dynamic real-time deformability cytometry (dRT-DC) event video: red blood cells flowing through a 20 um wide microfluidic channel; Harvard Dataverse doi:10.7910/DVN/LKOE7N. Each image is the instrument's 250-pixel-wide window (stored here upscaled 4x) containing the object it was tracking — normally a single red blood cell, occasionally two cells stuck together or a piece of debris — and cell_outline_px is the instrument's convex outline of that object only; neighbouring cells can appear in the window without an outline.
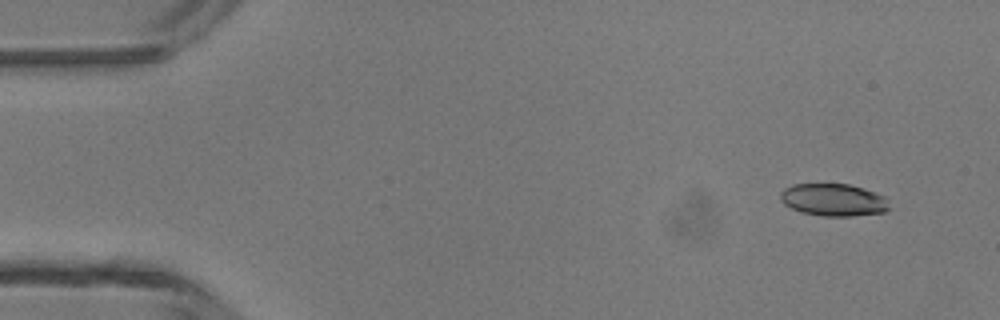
{"species": "common noctule bat (a hibernating species)", "species_latin": "Nyctalus noctula", "temperature_condition": "room temperature", "stored_images_in_passage": 4, "camera_frame_rate_fps": 3000, "um_per_image_px": 0.085, "animal": {"sex": "male", "body_mass_g": 13.3}, "frame": {"image": 1, "passage_image": 1, "time_ms": 0.0, "image_size_px": [1000, 320], "cell_outline_px": [[892, 208], [884, 212], [852, 216], [824, 216], [800, 212], [784, 204], [780, 200], [780, 192], [784, 188], [792, 184], [848, 184], [864, 188], [884, 196]], "centroid_in_image_um": [70.84, 16.99], "position_along_channel_um": 14.2, "area_um2": 20.69}}
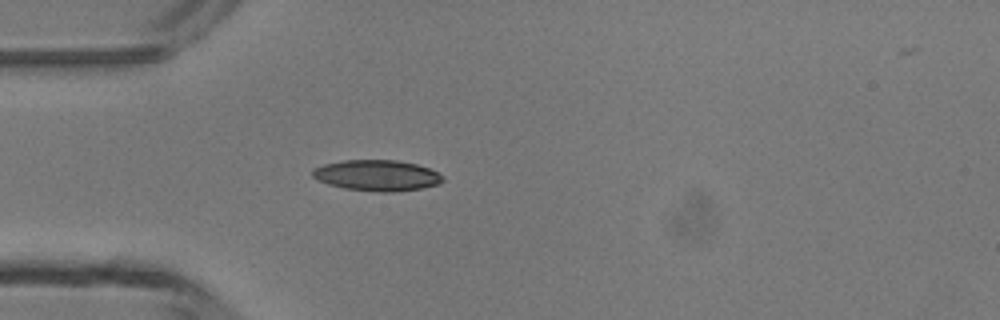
{"frame": {"image": 2, "passage_image": 4, "time_ms": 3.333, "image_size_px": [1000, 320], "cell_outline_px": [[444, 180], [440, 184], [420, 188], [396, 192], [380, 192], [344, 188], [328, 184], [316, 180], [312, 176], [312, 168], [324, 164], [344, 160], [396, 160], [416, 164], [428, 168], [444, 176]], "centroid_in_image_um": [32.02, 14.91], "position_along_channel_um": 53.0, "area_um2": 23.52}}